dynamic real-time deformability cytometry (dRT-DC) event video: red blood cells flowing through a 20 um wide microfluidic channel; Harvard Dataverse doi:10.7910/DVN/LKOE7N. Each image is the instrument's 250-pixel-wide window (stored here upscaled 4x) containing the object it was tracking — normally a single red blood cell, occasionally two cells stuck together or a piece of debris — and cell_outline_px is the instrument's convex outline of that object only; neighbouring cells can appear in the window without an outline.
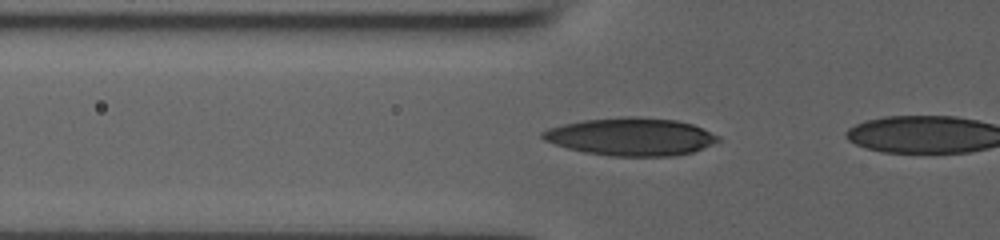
{"species": "human", "species_latin": "Homo sapiens", "temperature_condition": "room temperature", "stored_images_in_passage": 7, "camera_frame_rate_fps": 3000, "um_per_image_px": 0.085, "donor": {"sex": "male"}, "frame": {"image": 1, "passage_image": 6, "time_ms": 1.667, "image_size_px": [1000, 240], "cell_outline_px": [[720, 140], [712, 144], [692, 152], [672, 156], [612, 156], [584, 152], [568, 148], [544, 140], [540, 136], [540, 132], [548, 128], [564, 124], [584, 120], [628, 116], [636, 116], [676, 120], [692, 124], [720, 136]], "centroid_in_image_um": [53.62, 11.61], "position_along_channel_um": 72.2, "area_um2": 38.49}}